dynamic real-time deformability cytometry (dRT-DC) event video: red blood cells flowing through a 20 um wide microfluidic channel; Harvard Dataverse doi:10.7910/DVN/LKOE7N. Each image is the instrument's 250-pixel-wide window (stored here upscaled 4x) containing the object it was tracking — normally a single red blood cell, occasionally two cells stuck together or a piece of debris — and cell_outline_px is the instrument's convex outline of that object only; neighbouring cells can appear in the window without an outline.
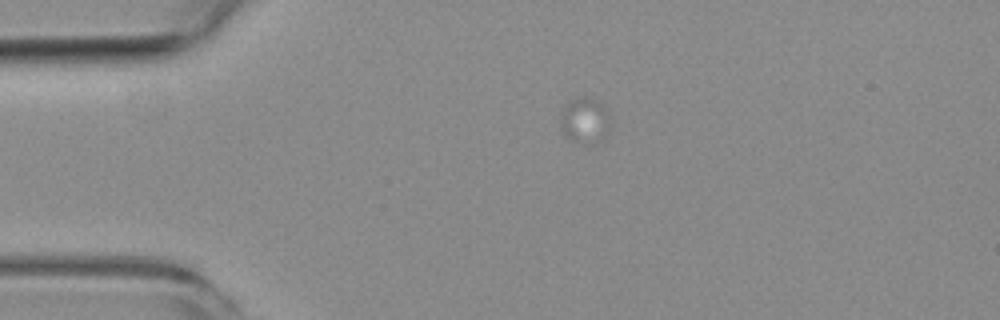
{"species": "common noctule bat (a hibernating species)", "species_latin": "Nyctalus noctula", "temperature_condition": "room temperature", "stored_images_in_passage": 2, "camera_frame_rate_fps": 3000, "um_per_image_px": 0.085, "animal": {"sex": "female", "body_mass_g": 19.3, "forearm_length_mm": 54.1}, "frame": {"image": 1, "passage_image": 1, "time_ms": 0.0, "image_size_px": [1000, 320], "cell_outline_px": [[608, 120], [576, 140], [572, 140], [564, 136], [564, 104], [572, 96], [592, 96], [604, 104], [608, 116]], "centroid_in_image_um": [49.55, 9.86], "position_along_channel_um": 35.5, "area_um2": 10.58}}